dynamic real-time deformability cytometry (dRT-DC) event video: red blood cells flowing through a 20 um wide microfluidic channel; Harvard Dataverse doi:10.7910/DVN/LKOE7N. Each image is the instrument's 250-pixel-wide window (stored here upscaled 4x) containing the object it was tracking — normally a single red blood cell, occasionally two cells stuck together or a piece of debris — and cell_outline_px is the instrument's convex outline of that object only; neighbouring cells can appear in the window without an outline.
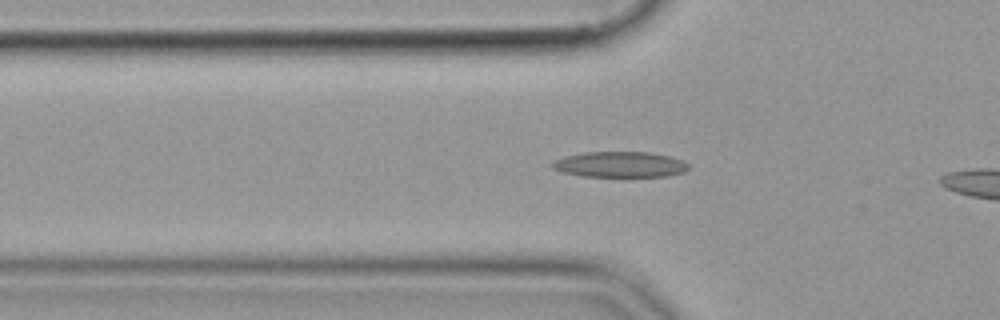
{"species": "common noctule bat (a hibernating species)", "species_latin": "Nyctalus noctula", "temperature_condition": "cold", "stored_images_in_passage": 12, "camera_frame_rate_fps": 3000, "um_per_image_px": 0.085, "animal": {"sex": "female", "body_mass_g": 19.9}, "frame": {"image": 1, "passage_image": 10, "time_ms": 3.0, "image_size_px": [1000, 320], "cell_outline_px": [[688, 168], [684, 172], [668, 176], [580, 176], [564, 172], [552, 168], [548, 164], [552, 160], [564, 156], [584, 152], [648, 152], [668, 156], [684, 160], [688, 164]], "centroid_in_image_um": [52.65, 13.97], "position_along_channel_um": 73.2, "area_um2": 20.46}}